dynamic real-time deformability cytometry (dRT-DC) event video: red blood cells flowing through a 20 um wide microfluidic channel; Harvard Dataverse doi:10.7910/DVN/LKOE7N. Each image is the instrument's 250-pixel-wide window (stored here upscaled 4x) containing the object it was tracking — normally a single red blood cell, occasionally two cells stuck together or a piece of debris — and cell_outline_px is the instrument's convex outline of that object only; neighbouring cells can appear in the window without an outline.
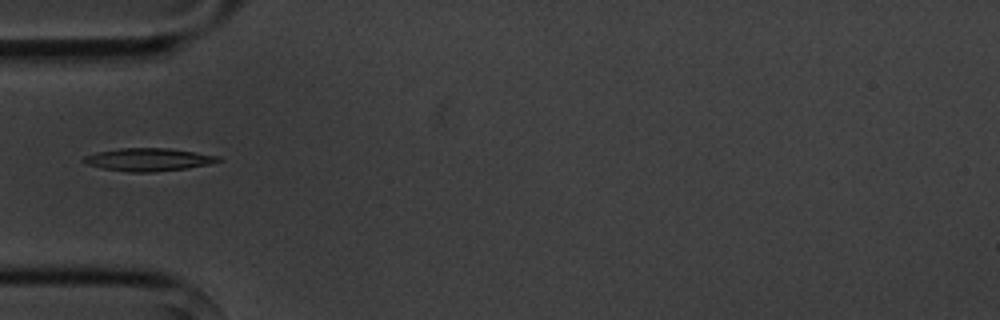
{"species": "common noctule bat (a hibernating species)", "species_latin": "Nyctalus noctula", "temperature_condition": "cold", "stored_images_in_passage": 4, "camera_frame_rate_fps": 3000, "um_per_image_px": 0.085, "animal": {"sex": "male", "body_mass_g": 20.1, "forearm_length_mm": 53.5}, "frame": {"image": 1, "passage_image": 4, "time_ms": 4.333, "image_size_px": [1000, 320], "cell_outline_px": [[224, 160], [208, 164], [188, 168], [156, 172], [128, 172], [100, 168], [84, 164], [80, 160], [84, 156], [96, 152], [120, 148], [168, 148], [220, 156]], "centroid_in_image_um": [12.57, 13.57], "position_along_channel_um": 72.4, "area_um2": 18.15}}